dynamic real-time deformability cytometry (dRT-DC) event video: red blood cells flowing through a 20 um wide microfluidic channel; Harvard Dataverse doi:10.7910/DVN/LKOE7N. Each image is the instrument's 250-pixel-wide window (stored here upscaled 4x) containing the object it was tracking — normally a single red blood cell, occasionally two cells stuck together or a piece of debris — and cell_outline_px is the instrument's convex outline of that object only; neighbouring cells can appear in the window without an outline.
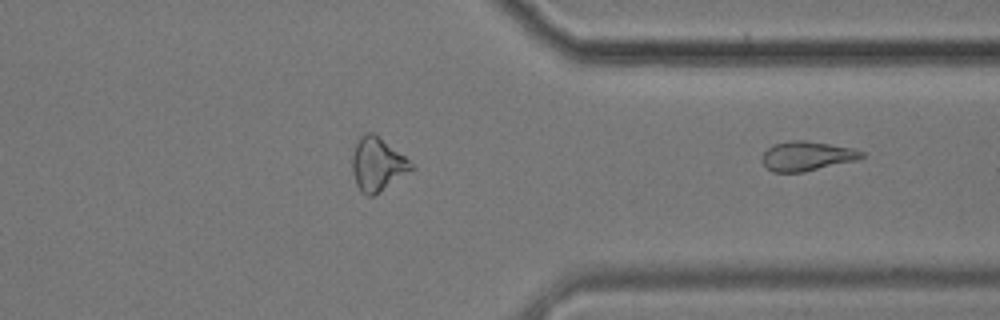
{"species": "common noctule bat (a hibernating species)", "species_latin": "Nyctalus noctula", "temperature_condition": "cold", "stored_images_in_passage": 35, "segment_of_instrument_passage": [2, 2], "camera_frame_rate_fps": 3000, "um_per_image_px": 0.085, "animal": {"sex": "male", "body_mass_g": 17.9}, "frame": {"image": 1, "passage_image": 35, "time_ms": 11.333, "image_size_px": [1000, 320], "cell_outline_px": [[864, 156], [856, 160], [804, 172], [772, 172], [764, 164], [760, 156], [772, 144], [788, 140], [804, 140], [852, 148], [864, 152]], "centroid_in_image_um": [68.54, 13.26], "position_along_channel_um": 342.9, "area_um2": 17.05}}